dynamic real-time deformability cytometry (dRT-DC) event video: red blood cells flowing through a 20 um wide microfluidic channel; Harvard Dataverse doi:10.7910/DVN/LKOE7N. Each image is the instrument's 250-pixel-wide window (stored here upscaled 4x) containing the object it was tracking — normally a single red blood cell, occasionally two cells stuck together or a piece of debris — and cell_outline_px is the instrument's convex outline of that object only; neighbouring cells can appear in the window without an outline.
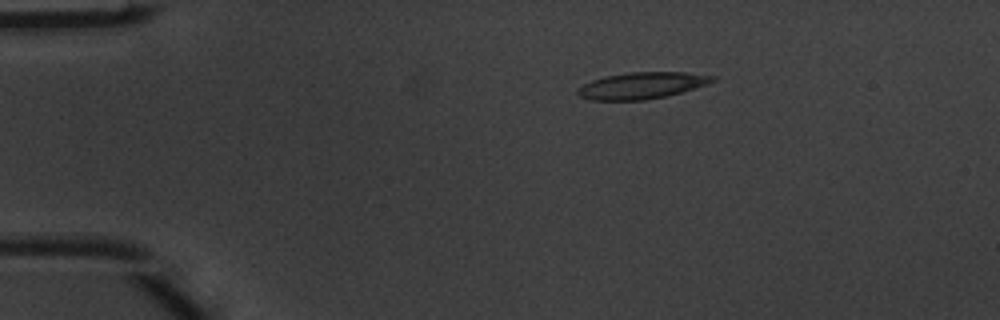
{"species": "common noctule bat (a hibernating species)", "species_latin": "Nyctalus noctula", "temperature_condition": "warm", "stored_images_in_passage": 6, "camera_frame_rate_fps": 3000, "um_per_image_px": 0.085, "animal": {"sex": "male", "body_mass_g": 20.1, "forearm_length_mm": 53.5}, "frame": {"image": 1, "passage_image": 3, "time_ms": 0.667, "image_size_px": [1000, 320], "cell_outline_px": [[716, 80], [708, 84], [680, 92], [664, 96], [644, 100], [588, 100], [580, 96], [576, 92], [576, 88], [592, 80], [604, 76], [628, 72], [684, 72], [716, 76]], "centroid_in_image_um": [54.52, 7.26], "position_along_channel_um": 30.5, "area_um2": 20.87}}
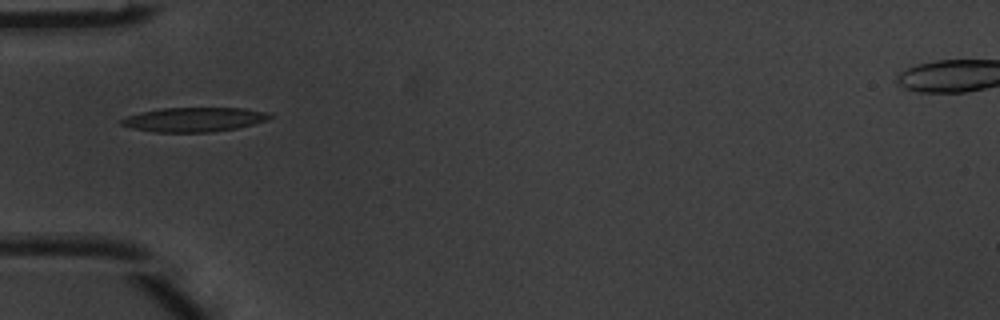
{"frame": {"image": 2, "passage_image": 5, "time_ms": 1.333, "image_size_px": [1000, 320], "cell_outline_px": [[276, 116], [268, 120], [236, 128], [212, 132], [152, 132], [132, 128], [120, 124], [120, 120], [128, 116], [140, 112], [160, 108], [244, 108], [268, 112]], "centroid_in_image_um": [16.52, 10.16], "position_along_channel_um": 68.5, "area_um2": 21.15}}